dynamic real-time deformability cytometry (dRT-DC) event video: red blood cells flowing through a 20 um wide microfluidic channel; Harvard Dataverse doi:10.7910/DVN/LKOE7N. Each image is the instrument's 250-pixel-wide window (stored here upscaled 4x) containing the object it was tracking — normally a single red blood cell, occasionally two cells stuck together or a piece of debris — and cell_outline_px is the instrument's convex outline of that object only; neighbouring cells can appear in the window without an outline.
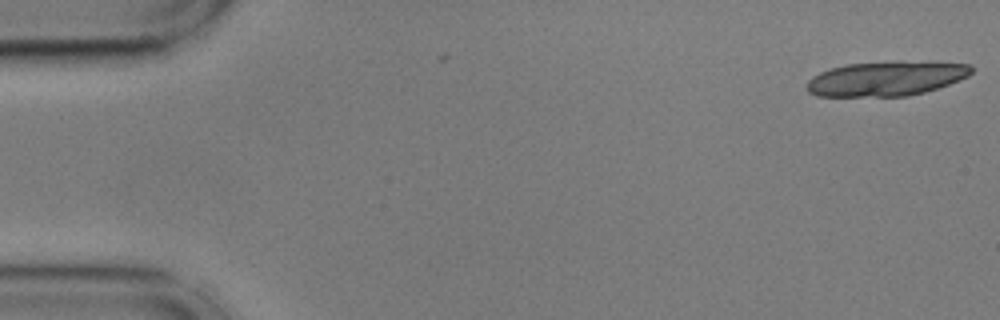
{"species": "common noctule bat (a hibernating species)", "species_latin": "Nyctalus noctula", "temperature_condition": "cold", "stored_images_in_passage": 3, "camera_frame_rate_fps": 3000, "um_per_image_px": 0.085, "animal": {"sex": "male", "body_mass_g": 17.9, "forearm_length_mm": 54.2}, "frame": {"image": 1, "passage_image": 1, "time_ms": 0.0, "image_size_px": [1000, 320], "cell_outline_px": [[972, 72], [968, 76], [960, 80], [924, 92], [908, 96], [816, 96], [808, 92], [808, 80], [812, 76], [820, 72], [832, 68], [848, 64], [896, 60], [928, 60], [972, 64]], "centroid_in_image_um": [75.39, 6.64], "position_along_channel_um": 9.6, "area_um2": 33.81}}